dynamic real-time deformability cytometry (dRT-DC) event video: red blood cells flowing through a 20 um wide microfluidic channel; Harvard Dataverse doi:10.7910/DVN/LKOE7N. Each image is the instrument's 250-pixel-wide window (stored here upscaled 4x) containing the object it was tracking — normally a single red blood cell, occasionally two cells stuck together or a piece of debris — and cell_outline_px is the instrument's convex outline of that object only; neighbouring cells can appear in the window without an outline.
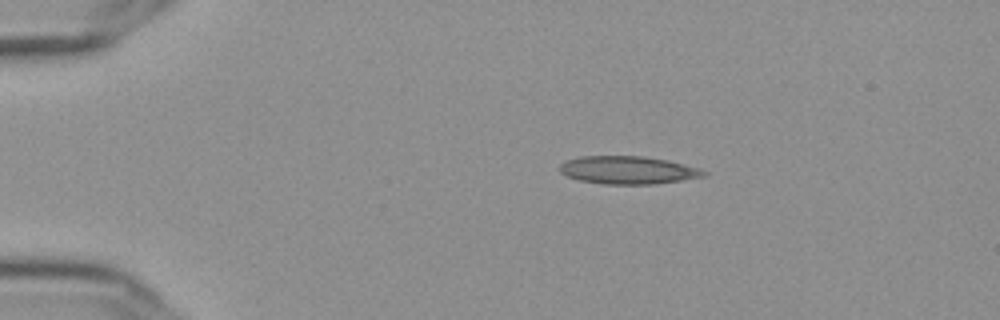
{"species": "Egyptian fruit bat (a non-hibernating species)", "species_latin": "Rousettus aegyptiacus", "temperature_condition": "cold", "stored_images_in_passage": 46, "camera_frame_rate_fps": 3000, "um_per_image_px": 0.085, "frame": {"image": 1, "passage_image": 1, "time_ms": 0.0, "image_size_px": [1000, 320], "cell_outline_px": [[708, 172], [704, 176], [680, 180], [652, 184], [604, 184], [580, 180], [568, 176], [560, 172], [560, 164], [568, 160], [580, 156], [640, 156], [668, 160], [700, 168]], "centroid_in_image_um": [53.38, 14.45], "position_along_channel_um": 31.6, "area_um2": 23.18}}
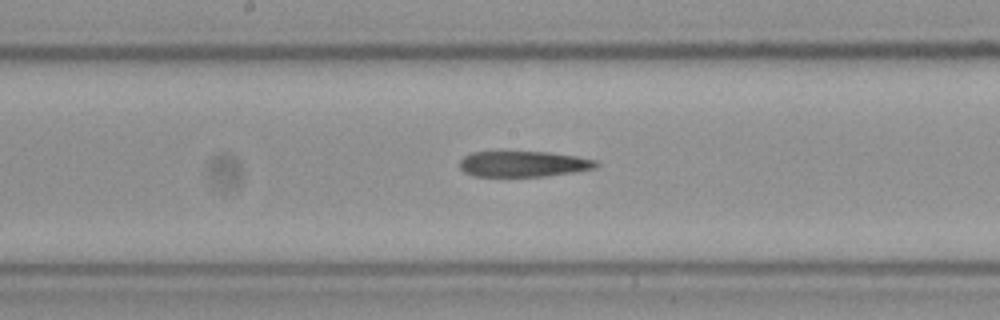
{"frame": {"image": 2, "passage_image": 20, "time_ms": 6.333, "image_size_px": [1000, 320], "cell_outline_px": [[600, 164], [596, 168], [572, 172], [544, 176], [472, 176], [464, 172], [460, 168], [460, 160], [464, 156], [472, 152], [548, 152], [576, 156], [596, 160]], "centroid_in_image_um": [44.48, 13.93], "position_along_channel_um": 203.7, "area_um2": 20.4}}
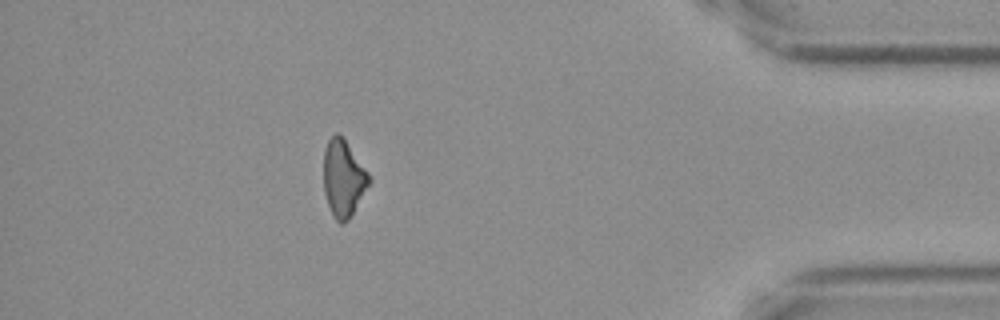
{"frame": {"image": 3, "passage_image": 40, "time_ms": 13.0, "image_size_px": [1000, 320], "cell_outline_px": [[372, 180], [348, 220], [344, 224], [340, 224], [332, 216], [324, 192], [324, 148], [328, 140], [336, 132], [340, 132], [368, 172]], "centroid_in_image_um": [29.18, 15.15], "position_along_channel_um": 406.0, "area_um2": 20.4}}